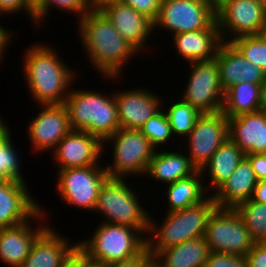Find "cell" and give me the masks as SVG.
Segmentation results:
<instances>
[{
  "mask_svg": "<svg viewBox=\"0 0 266 267\" xmlns=\"http://www.w3.org/2000/svg\"><path fill=\"white\" fill-rule=\"evenodd\" d=\"M79 22L80 39L94 70L111 80L119 78L128 60L139 53L99 10L92 9ZM123 66V67H122Z\"/></svg>",
  "mask_w": 266,
  "mask_h": 267,
  "instance_id": "cell-1",
  "label": "cell"
},
{
  "mask_svg": "<svg viewBox=\"0 0 266 267\" xmlns=\"http://www.w3.org/2000/svg\"><path fill=\"white\" fill-rule=\"evenodd\" d=\"M50 47L53 46L41 43L24 52L23 72L27 88L39 105L64 104L71 90V81L77 75Z\"/></svg>",
  "mask_w": 266,
  "mask_h": 267,
  "instance_id": "cell-2",
  "label": "cell"
},
{
  "mask_svg": "<svg viewBox=\"0 0 266 267\" xmlns=\"http://www.w3.org/2000/svg\"><path fill=\"white\" fill-rule=\"evenodd\" d=\"M216 208L215 199L210 194L196 205L167 213L160 227L150 217L148 230L150 237L147 236L149 253L154 257L161 250L176 246L187 240L203 237L209 217Z\"/></svg>",
  "mask_w": 266,
  "mask_h": 267,
  "instance_id": "cell-3",
  "label": "cell"
},
{
  "mask_svg": "<svg viewBox=\"0 0 266 267\" xmlns=\"http://www.w3.org/2000/svg\"><path fill=\"white\" fill-rule=\"evenodd\" d=\"M106 96L85 89L70 90L64 105L72 130L86 131L102 142L112 136L120 125L114 94Z\"/></svg>",
  "mask_w": 266,
  "mask_h": 267,
  "instance_id": "cell-4",
  "label": "cell"
},
{
  "mask_svg": "<svg viewBox=\"0 0 266 267\" xmlns=\"http://www.w3.org/2000/svg\"><path fill=\"white\" fill-rule=\"evenodd\" d=\"M126 225L102 222L88 240L78 241V251L88 260L108 265L130 259L147 248V237Z\"/></svg>",
  "mask_w": 266,
  "mask_h": 267,
  "instance_id": "cell-5",
  "label": "cell"
},
{
  "mask_svg": "<svg viewBox=\"0 0 266 267\" xmlns=\"http://www.w3.org/2000/svg\"><path fill=\"white\" fill-rule=\"evenodd\" d=\"M124 178H107L99 190L94 212H101L112 224L126 225L148 234L150 214Z\"/></svg>",
  "mask_w": 266,
  "mask_h": 267,
  "instance_id": "cell-6",
  "label": "cell"
},
{
  "mask_svg": "<svg viewBox=\"0 0 266 267\" xmlns=\"http://www.w3.org/2000/svg\"><path fill=\"white\" fill-rule=\"evenodd\" d=\"M113 144V165L105 166L108 178H126L146 173L156 149L140 130L119 128L103 141Z\"/></svg>",
  "mask_w": 266,
  "mask_h": 267,
  "instance_id": "cell-7",
  "label": "cell"
},
{
  "mask_svg": "<svg viewBox=\"0 0 266 267\" xmlns=\"http://www.w3.org/2000/svg\"><path fill=\"white\" fill-rule=\"evenodd\" d=\"M211 252L246 256L255 241L240 214L233 208H216L204 235Z\"/></svg>",
  "mask_w": 266,
  "mask_h": 267,
  "instance_id": "cell-8",
  "label": "cell"
},
{
  "mask_svg": "<svg viewBox=\"0 0 266 267\" xmlns=\"http://www.w3.org/2000/svg\"><path fill=\"white\" fill-rule=\"evenodd\" d=\"M88 166L58 170L56 189L62 202L94 211L100 187L108 178L105 167Z\"/></svg>",
  "mask_w": 266,
  "mask_h": 267,
  "instance_id": "cell-9",
  "label": "cell"
},
{
  "mask_svg": "<svg viewBox=\"0 0 266 267\" xmlns=\"http://www.w3.org/2000/svg\"><path fill=\"white\" fill-rule=\"evenodd\" d=\"M188 84L182 99L198 109L202 114L221 112L225 92L220 82L215 58L208 61L189 62Z\"/></svg>",
  "mask_w": 266,
  "mask_h": 267,
  "instance_id": "cell-10",
  "label": "cell"
},
{
  "mask_svg": "<svg viewBox=\"0 0 266 267\" xmlns=\"http://www.w3.org/2000/svg\"><path fill=\"white\" fill-rule=\"evenodd\" d=\"M216 20V12L205 0H161L160 11L153 22L173 33L208 28Z\"/></svg>",
  "mask_w": 266,
  "mask_h": 267,
  "instance_id": "cell-11",
  "label": "cell"
},
{
  "mask_svg": "<svg viewBox=\"0 0 266 267\" xmlns=\"http://www.w3.org/2000/svg\"><path fill=\"white\" fill-rule=\"evenodd\" d=\"M188 157L197 170H202L212 155L228 138V118L224 113L202 114L188 135Z\"/></svg>",
  "mask_w": 266,
  "mask_h": 267,
  "instance_id": "cell-12",
  "label": "cell"
},
{
  "mask_svg": "<svg viewBox=\"0 0 266 267\" xmlns=\"http://www.w3.org/2000/svg\"><path fill=\"white\" fill-rule=\"evenodd\" d=\"M265 16L266 13L257 0H228L216 12L222 41L231 42L241 36L258 35ZM227 32L233 33L231 38Z\"/></svg>",
  "mask_w": 266,
  "mask_h": 267,
  "instance_id": "cell-13",
  "label": "cell"
},
{
  "mask_svg": "<svg viewBox=\"0 0 266 267\" xmlns=\"http://www.w3.org/2000/svg\"><path fill=\"white\" fill-rule=\"evenodd\" d=\"M28 189L26 182L20 180H0V228L30 220L44 221L46 213Z\"/></svg>",
  "mask_w": 266,
  "mask_h": 267,
  "instance_id": "cell-14",
  "label": "cell"
},
{
  "mask_svg": "<svg viewBox=\"0 0 266 267\" xmlns=\"http://www.w3.org/2000/svg\"><path fill=\"white\" fill-rule=\"evenodd\" d=\"M41 112L29 123V140L35 151H48L56 147L72 128L67 108L64 104L39 105Z\"/></svg>",
  "mask_w": 266,
  "mask_h": 267,
  "instance_id": "cell-15",
  "label": "cell"
},
{
  "mask_svg": "<svg viewBox=\"0 0 266 267\" xmlns=\"http://www.w3.org/2000/svg\"><path fill=\"white\" fill-rule=\"evenodd\" d=\"M103 142L86 131L71 130L54 148L58 170L99 165Z\"/></svg>",
  "mask_w": 266,
  "mask_h": 267,
  "instance_id": "cell-16",
  "label": "cell"
},
{
  "mask_svg": "<svg viewBox=\"0 0 266 267\" xmlns=\"http://www.w3.org/2000/svg\"><path fill=\"white\" fill-rule=\"evenodd\" d=\"M98 9L138 52L147 47L145 43L151 37L150 33H154L153 21L120 1L107 2Z\"/></svg>",
  "mask_w": 266,
  "mask_h": 267,
  "instance_id": "cell-17",
  "label": "cell"
},
{
  "mask_svg": "<svg viewBox=\"0 0 266 267\" xmlns=\"http://www.w3.org/2000/svg\"><path fill=\"white\" fill-rule=\"evenodd\" d=\"M160 96L143 89L123 90L114 94L120 128L139 130L162 109Z\"/></svg>",
  "mask_w": 266,
  "mask_h": 267,
  "instance_id": "cell-18",
  "label": "cell"
},
{
  "mask_svg": "<svg viewBox=\"0 0 266 267\" xmlns=\"http://www.w3.org/2000/svg\"><path fill=\"white\" fill-rule=\"evenodd\" d=\"M78 252V242L69 243L66 237L46 227L34 240L29 255L19 267H63Z\"/></svg>",
  "mask_w": 266,
  "mask_h": 267,
  "instance_id": "cell-19",
  "label": "cell"
},
{
  "mask_svg": "<svg viewBox=\"0 0 266 267\" xmlns=\"http://www.w3.org/2000/svg\"><path fill=\"white\" fill-rule=\"evenodd\" d=\"M214 58L224 92L236 84L250 82L262 85L265 80L266 73L249 62L231 42H222Z\"/></svg>",
  "mask_w": 266,
  "mask_h": 267,
  "instance_id": "cell-20",
  "label": "cell"
},
{
  "mask_svg": "<svg viewBox=\"0 0 266 267\" xmlns=\"http://www.w3.org/2000/svg\"><path fill=\"white\" fill-rule=\"evenodd\" d=\"M228 137L244 154L266 153V116L260 110L228 118Z\"/></svg>",
  "mask_w": 266,
  "mask_h": 267,
  "instance_id": "cell-21",
  "label": "cell"
},
{
  "mask_svg": "<svg viewBox=\"0 0 266 267\" xmlns=\"http://www.w3.org/2000/svg\"><path fill=\"white\" fill-rule=\"evenodd\" d=\"M172 38L177 53L187 62L214 59L223 42L217 20L206 29L178 33Z\"/></svg>",
  "mask_w": 266,
  "mask_h": 267,
  "instance_id": "cell-22",
  "label": "cell"
},
{
  "mask_svg": "<svg viewBox=\"0 0 266 267\" xmlns=\"http://www.w3.org/2000/svg\"><path fill=\"white\" fill-rule=\"evenodd\" d=\"M31 222L0 228V259L8 266L19 267L29 255L36 237L48 226L42 222L45 225L39 224L40 227L34 228L30 226Z\"/></svg>",
  "mask_w": 266,
  "mask_h": 267,
  "instance_id": "cell-23",
  "label": "cell"
},
{
  "mask_svg": "<svg viewBox=\"0 0 266 267\" xmlns=\"http://www.w3.org/2000/svg\"><path fill=\"white\" fill-rule=\"evenodd\" d=\"M258 180L249 160L244 157L230 177L215 191L218 208H233L251 199Z\"/></svg>",
  "mask_w": 266,
  "mask_h": 267,
  "instance_id": "cell-24",
  "label": "cell"
},
{
  "mask_svg": "<svg viewBox=\"0 0 266 267\" xmlns=\"http://www.w3.org/2000/svg\"><path fill=\"white\" fill-rule=\"evenodd\" d=\"M210 252L203 236L161 250L153 259L160 267H204Z\"/></svg>",
  "mask_w": 266,
  "mask_h": 267,
  "instance_id": "cell-25",
  "label": "cell"
},
{
  "mask_svg": "<svg viewBox=\"0 0 266 267\" xmlns=\"http://www.w3.org/2000/svg\"><path fill=\"white\" fill-rule=\"evenodd\" d=\"M196 171L187 155L172 151L159 152L156 149L145 175L167 185L191 176Z\"/></svg>",
  "mask_w": 266,
  "mask_h": 267,
  "instance_id": "cell-26",
  "label": "cell"
},
{
  "mask_svg": "<svg viewBox=\"0 0 266 267\" xmlns=\"http://www.w3.org/2000/svg\"><path fill=\"white\" fill-rule=\"evenodd\" d=\"M244 157L245 154L239 146L228 137L201 170L203 177L205 172H208L207 177L211 180L207 190L212 191L210 188H214L215 192L235 171Z\"/></svg>",
  "mask_w": 266,
  "mask_h": 267,
  "instance_id": "cell-27",
  "label": "cell"
},
{
  "mask_svg": "<svg viewBox=\"0 0 266 267\" xmlns=\"http://www.w3.org/2000/svg\"><path fill=\"white\" fill-rule=\"evenodd\" d=\"M202 173L200 170H197L191 176L186 178H182L177 180L174 183L168 184L166 186L167 195H165L168 199V211L166 213L183 210L187 207L196 205L203 200H205L207 196L208 186L201 179Z\"/></svg>",
  "mask_w": 266,
  "mask_h": 267,
  "instance_id": "cell-28",
  "label": "cell"
},
{
  "mask_svg": "<svg viewBox=\"0 0 266 267\" xmlns=\"http://www.w3.org/2000/svg\"><path fill=\"white\" fill-rule=\"evenodd\" d=\"M261 105V85L244 82L233 85L224 95L222 112L227 118L258 111Z\"/></svg>",
  "mask_w": 266,
  "mask_h": 267,
  "instance_id": "cell-29",
  "label": "cell"
},
{
  "mask_svg": "<svg viewBox=\"0 0 266 267\" xmlns=\"http://www.w3.org/2000/svg\"><path fill=\"white\" fill-rule=\"evenodd\" d=\"M168 107L167 111L164 112L169 120L173 136L183 137L184 140L186 136L188 137L202 113L183 99L172 103Z\"/></svg>",
  "mask_w": 266,
  "mask_h": 267,
  "instance_id": "cell-30",
  "label": "cell"
},
{
  "mask_svg": "<svg viewBox=\"0 0 266 267\" xmlns=\"http://www.w3.org/2000/svg\"><path fill=\"white\" fill-rule=\"evenodd\" d=\"M235 210L240 214L255 242H266V204L251 199L239 204Z\"/></svg>",
  "mask_w": 266,
  "mask_h": 267,
  "instance_id": "cell-31",
  "label": "cell"
},
{
  "mask_svg": "<svg viewBox=\"0 0 266 267\" xmlns=\"http://www.w3.org/2000/svg\"><path fill=\"white\" fill-rule=\"evenodd\" d=\"M11 130L9 129L0 138V180H20L25 182L20 171V161L13 140H11Z\"/></svg>",
  "mask_w": 266,
  "mask_h": 267,
  "instance_id": "cell-32",
  "label": "cell"
},
{
  "mask_svg": "<svg viewBox=\"0 0 266 267\" xmlns=\"http://www.w3.org/2000/svg\"><path fill=\"white\" fill-rule=\"evenodd\" d=\"M231 43L242 55L266 73V42L259 35L241 36Z\"/></svg>",
  "mask_w": 266,
  "mask_h": 267,
  "instance_id": "cell-33",
  "label": "cell"
},
{
  "mask_svg": "<svg viewBox=\"0 0 266 267\" xmlns=\"http://www.w3.org/2000/svg\"><path fill=\"white\" fill-rule=\"evenodd\" d=\"M139 130L156 149L158 146L160 148V145L164 146L173 138L169 120L162 109L145 122Z\"/></svg>",
  "mask_w": 266,
  "mask_h": 267,
  "instance_id": "cell-34",
  "label": "cell"
},
{
  "mask_svg": "<svg viewBox=\"0 0 266 267\" xmlns=\"http://www.w3.org/2000/svg\"><path fill=\"white\" fill-rule=\"evenodd\" d=\"M51 6L73 12L72 14L77 13L78 20L93 9L91 0H44L43 4L34 12V23L40 26L44 22V18H47L49 10L52 9Z\"/></svg>",
  "mask_w": 266,
  "mask_h": 267,
  "instance_id": "cell-35",
  "label": "cell"
},
{
  "mask_svg": "<svg viewBox=\"0 0 266 267\" xmlns=\"http://www.w3.org/2000/svg\"><path fill=\"white\" fill-rule=\"evenodd\" d=\"M204 267H248L247 256L210 252Z\"/></svg>",
  "mask_w": 266,
  "mask_h": 267,
  "instance_id": "cell-36",
  "label": "cell"
},
{
  "mask_svg": "<svg viewBox=\"0 0 266 267\" xmlns=\"http://www.w3.org/2000/svg\"><path fill=\"white\" fill-rule=\"evenodd\" d=\"M121 3L133 7L151 21H155L159 15L161 0H119Z\"/></svg>",
  "mask_w": 266,
  "mask_h": 267,
  "instance_id": "cell-37",
  "label": "cell"
},
{
  "mask_svg": "<svg viewBox=\"0 0 266 267\" xmlns=\"http://www.w3.org/2000/svg\"><path fill=\"white\" fill-rule=\"evenodd\" d=\"M24 11L34 22V12L27 6L25 0H0V15H10Z\"/></svg>",
  "mask_w": 266,
  "mask_h": 267,
  "instance_id": "cell-38",
  "label": "cell"
},
{
  "mask_svg": "<svg viewBox=\"0 0 266 267\" xmlns=\"http://www.w3.org/2000/svg\"><path fill=\"white\" fill-rule=\"evenodd\" d=\"M246 256L248 267H266V242H255Z\"/></svg>",
  "mask_w": 266,
  "mask_h": 267,
  "instance_id": "cell-39",
  "label": "cell"
},
{
  "mask_svg": "<svg viewBox=\"0 0 266 267\" xmlns=\"http://www.w3.org/2000/svg\"><path fill=\"white\" fill-rule=\"evenodd\" d=\"M153 260V256L146 248L141 254L127 260L106 265V267H146Z\"/></svg>",
  "mask_w": 266,
  "mask_h": 267,
  "instance_id": "cell-40",
  "label": "cell"
},
{
  "mask_svg": "<svg viewBox=\"0 0 266 267\" xmlns=\"http://www.w3.org/2000/svg\"><path fill=\"white\" fill-rule=\"evenodd\" d=\"M249 160L258 181L266 180V153L245 154Z\"/></svg>",
  "mask_w": 266,
  "mask_h": 267,
  "instance_id": "cell-41",
  "label": "cell"
},
{
  "mask_svg": "<svg viewBox=\"0 0 266 267\" xmlns=\"http://www.w3.org/2000/svg\"><path fill=\"white\" fill-rule=\"evenodd\" d=\"M251 200L257 203L266 204V180L257 182L253 190Z\"/></svg>",
  "mask_w": 266,
  "mask_h": 267,
  "instance_id": "cell-42",
  "label": "cell"
},
{
  "mask_svg": "<svg viewBox=\"0 0 266 267\" xmlns=\"http://www.w3.org/2000/svg\"><path fill=\"white\" fill-rule=\"evenodd\" d=\"M79 267H106V265L90 261L79 252Z\"/></svg>",
  "mask_w": 266,
  "mask_h": 267,
  "instance_id": "cell-43",
  "label": "cell"
},
{
  "mask_svg": "<svg viewBox=\"0 0 266 267\" xmlns=\"http://www.w3.org/2000/svg\"><path fill=\"white\" fill-rule=\"evenodd\" d=\"M259 110L266 116V77L261 85V105Z\"/></svg>",
  "mask_w": 266,
  "mask_h": 267,
  "instance_id": "cell-44",
  "label": "cell"
},
{
  "mask_svg": "<svg viewBox=\"0 0 266 267\" xmlns=\"http://www.w3.org/2000/svg\"><path fill=\"white\" fill-rule=\"evenodd\" d=\"M217 12L228 0H205Z\"/></svg>",
  "mask_w": 266,
  "mask_h": 267,
  "instance_id": "cell-45",
  "label": "cell"
},
{
  "mask_svg": "<svg viewBox=\"0 0 266 267\" xmlns=\"http://www.w3.org/2000/svg\"><path fill=\"white\" fill-rule=\"evenodd\" d=\"M27 6L35 12L44 2V0H25Z\"/></svg>",
  "mask_w": 266,
  "mask_h": 267,
  "instance_id": "cell-46",
  "label": "cell"
},
{
  "mask_svg": "<svg viewBox=\"0 0 266 267\" xmlns=\"http://www.w3.org/2000/svg\"><path fill=\"white\" fill-rule=\"evenodd\" d=\"M63 267H79V251Z\"/></svg>",
  "mask_w": 266,
  "mask_h": 267,
  "instance_id": "cell-47",
  "label": "cell"
},
{
  "mask_svg": "<svg viewBox=\"0 0 266 267\" xmlns=\"http://www.w3.org/2000/svg\"><path fill=\"white\" fill-rule=\"evenodd\" d=\"M110 1H119V0H91V4L93 9H98L100 6Z\"/></svg>",
  "mask_w": 266,
  "mask_h": 267,
  "instance_id": "cell-48",
  "label": "cell"
},
{
  "mask_svg": "<svg viewBox=\"0 0 266 267\" xmlns=\"http://www.w3.org/2000/svg\"><path fill=\"white\" fill-rule=\"evenodd\" d=\"M5 123V120L0 117V138L9 130V126Z\"/></svg>",
  "mask_w": 266,
  "mask_h": 267,
  "instance_id": "cell-49",
  "label": "cell"
},
{
  "mask_svg": "<svg viewBox=\"0 0 266 267\" xmlns=\"http://www.w3.org/2000/svg\"><path fill=\"white\" fill-rule=\"evenodd\" d=\"M258 35L266 42V16Z\"/></svg>",
  "mask_w": 266,
  "mask_h": 267,
  "instance_id": "cell-50",
  "label": "cell"
},
{
  "mask_svg": "<svg viewBox=\"0 0 266 267\" xmlns=\"http://www.w3.org/2000/svg\"><path fill=\"white\" fill-rule=\"evenodd\" d=\"M257 1L261 4V6L263 7V10L266 13V0H257Z\"/></svg>",
  "mask_w": 266,
  "mask_h": 267,
  "instance_id": "cell-51",
  "label": "cell"
},
{
  "mask_svg": "<svg viewBox=\"0 0 266 267\" xmlns=\"http://www.w3.org/2000/svg\"><path fill=\"white\" fill-rule=\"evenodd\" d=\"M146 267H160L154 259Z\"/></svg>",
  "mask_w": 266,
  "mask_h": 267,
  "instance_id": "cell-52",
  "label": "cell"
}]
</instances>
